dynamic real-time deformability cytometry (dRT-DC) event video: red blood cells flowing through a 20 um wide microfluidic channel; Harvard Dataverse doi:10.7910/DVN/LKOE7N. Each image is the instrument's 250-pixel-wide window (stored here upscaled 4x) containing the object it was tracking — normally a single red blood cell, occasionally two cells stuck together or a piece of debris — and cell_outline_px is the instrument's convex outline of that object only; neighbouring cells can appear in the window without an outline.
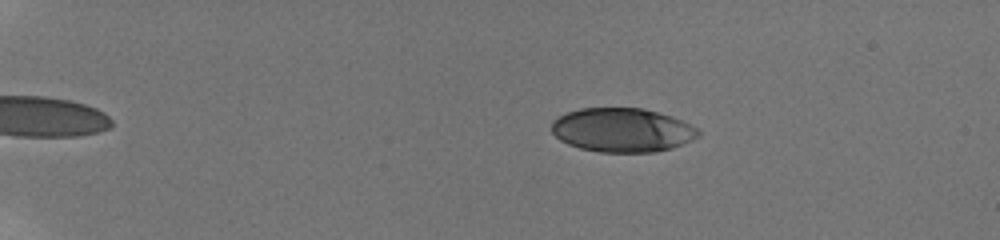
{"species": "human", "species_latin": "Homo sapiens", "temperature_condition": "room temperature", "stored_images_in_passage": 11, "camera_frame_rate_fps": 3000, "um_per_image_px": 0.085, "donor": {"sex": "male"}, "frame": {"image": 1, "passage_image": 4, "time_ms": 2.333, "image_size_px": [1000, 240], "cell_outline_px": [[700, 136], [684, 144], [672, 148], [656, 152], [600, 152], [580, 148], [568, 144], [560, 140], [552, 132], [552, 120], [568, 112], [580, 108], [644, 108], [672, 116], [696, 128], [700, 132]], "centroid_in_image_um": [52.9, 11.06], "position_along_channel_um": 32.1, "area_um2": 37.63}}
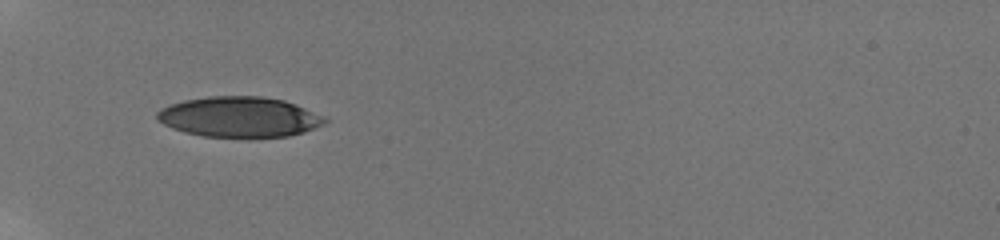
{"frame": {"image": 2, "passage_image": 7, "time_ms": 5.667, "image_size_px": [1000, 240], "cell_outline_px": [[328, 120], [324, 124], [304, 132], [288, 136], [248, 140], [204, 136], [184, 132], [172, 128], [156, 120], [156, 112], [160, 108], [184, 100], [208, 96], [260, 96], [284, 100], [296, 104], [324, 116]], "centroid_in_image_um": [20.35, 9.98], "position_along_channel_um": 64.7, "area_um2": 40.46}}
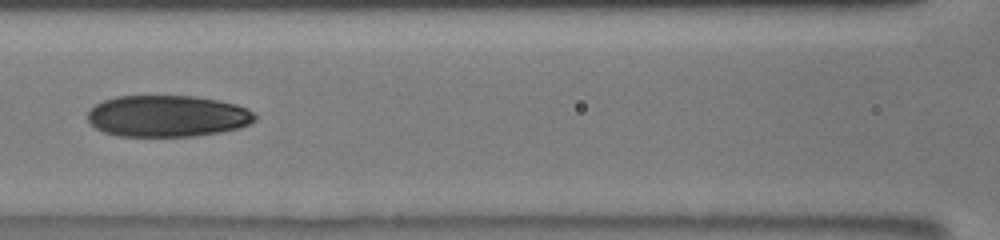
{"frame": {"image": 3, "passage_image": 10, "time_ms": 8.333, "image_size_px": [1000, 240], "cell_outline_px": [[256, 120], [240, 128], [220, 132], [196, 136], [120, 136], [104, 132], [96, 128], [88, 120], [88, 112], [96, 104], [104, 100], [116, 96], [196, 96], [236, 104], [248, 108], [256, 116]], "centroid_in_image_um": [14.25, 9.87], "position_along_channel_um": 152.4, "area_um2": 40.52}}